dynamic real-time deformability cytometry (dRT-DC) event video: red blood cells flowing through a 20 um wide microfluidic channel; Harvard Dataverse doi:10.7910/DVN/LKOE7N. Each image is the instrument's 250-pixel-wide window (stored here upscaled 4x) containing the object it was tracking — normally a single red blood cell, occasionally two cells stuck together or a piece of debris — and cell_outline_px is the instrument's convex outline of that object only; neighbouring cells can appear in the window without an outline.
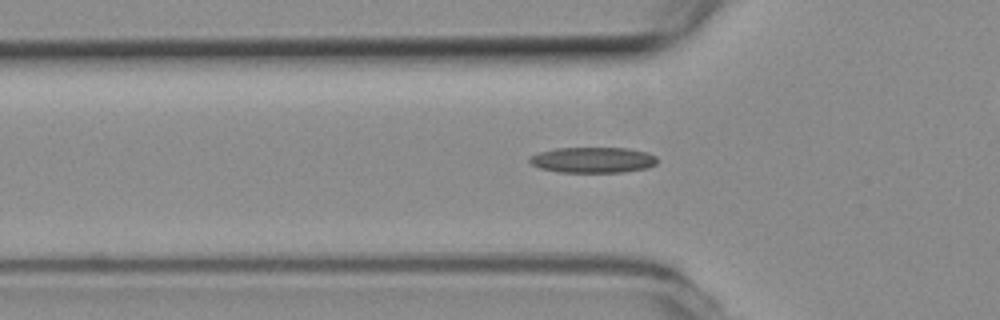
{"species": "common noctule bat (a hibernating species)", "species_latin": "Nyctalus noctula", "temperature_condition": "room temperature", "stored_images_in_passage": 35, "camera_frame_rate_fps": 3000, "um_per_image_px": 0.085, "animal": {"sex": "female", "body_mass_g": 19.3, "forearm_length_mm": 54.1}, "frame": {"image": 1, "passage_image": 6, "time_ms": 1.667, "image_size_px": [1000, 320], "cell_outline_px": [[656, 164], [648, 168], [624, 172], [560, 172], [540, 168], [532, 164], [528, 160], [528, 156], [540, 152], [556, 148], [628, 148], [648, 152], [656, 156]], "centroid_in_image_um": [50.4, 13.59], "position_along_channel_um": 75.4, "area_um2": 19.19}}
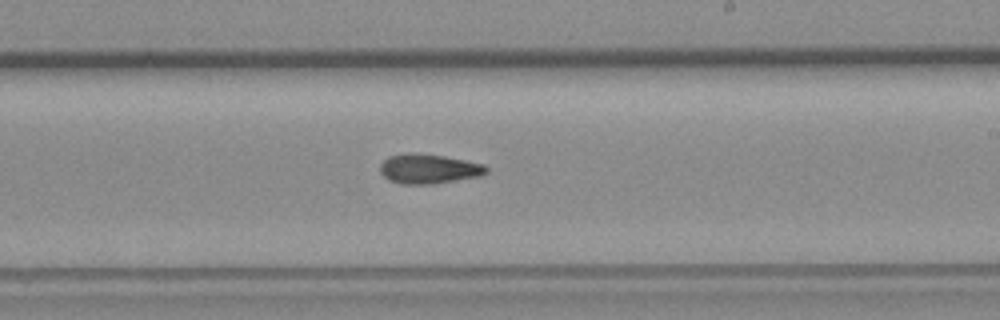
{"frame": {"image": 2, "passage_image": 20, "time_ms": 6.333, "image_size_px": [1000, 320], "cell_outline_px": [[488, 172], [480, 176], [436, 184], [400, 184], [388, 180], [380, 172], [380, 164], [388, 156], [408, 152], [416, 152], [444, 156], [484, 164], [488, 168]], "centroid_in_image_um": [36.43, 14.35], "position_along_channel_um": 252.6, "area_um2": 18.61}}
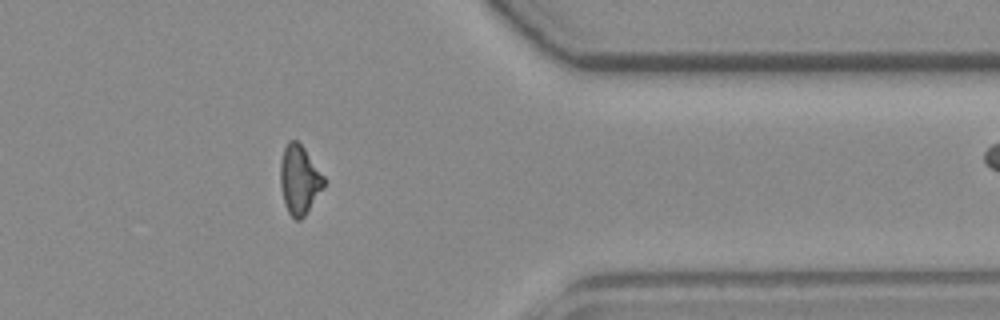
{"frame": {"image": 3, "passage_image": 32, "time_ms": 10.333, "image_size_px": [1000, 320], "cell_outline_px": [[324, 188], [304, 216], [300, 220], [296, 220], [288, 212], [284, 204], [280, 184], [280, 160], [284, 148], [288, 140], [296, 140], [304, 148], [324, 176]], "centroid_in_image_um": [25.43, 15.28], "position_along_channel_um": 386.0, "area_um2": 17.51}}